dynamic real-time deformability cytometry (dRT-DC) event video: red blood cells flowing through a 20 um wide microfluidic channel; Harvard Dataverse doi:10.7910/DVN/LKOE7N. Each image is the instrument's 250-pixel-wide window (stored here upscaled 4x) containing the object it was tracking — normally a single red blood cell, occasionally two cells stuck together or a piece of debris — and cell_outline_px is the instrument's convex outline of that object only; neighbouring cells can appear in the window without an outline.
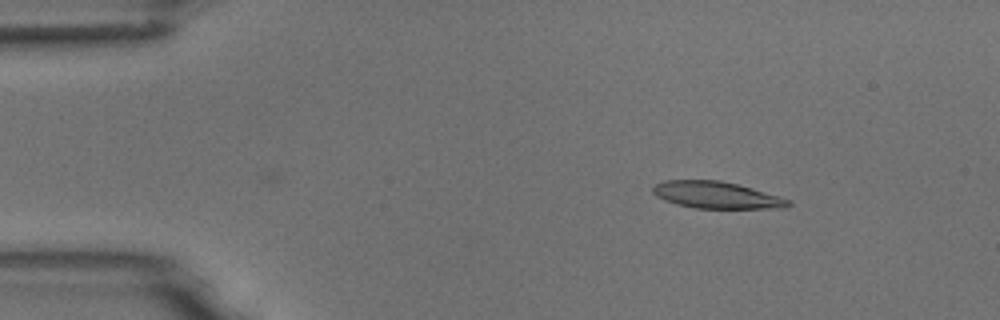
{"species": "common noctule bat (a hibernating species)", "species_latin": "Nyctalus noctula", "temperature_condition": "room temperature", "stored_images_in_passage": 38, "camera_frame_rate_fps": 3000, "um_per_image_px": 0.085, "animal": {"sex": "male", "body_mass_g": 18.8}, "frame": {"image": 1, "passage_image": 1, "time_ms": 0.0, "image_size_px": [1000, 320], "cell_outline_px": [[792, 204], [784, 208], [696, 208], [676, 204], [664, 200], [656, 196], [652, 192], [652, 188], [656, 184], [664, 180], [720, 180], [752, 188], [780, 196], [792, 200]], "centroid_in_image_um": [60.91, 16.58], "position_along_channel_um": 24.1, "area_um2": 21.21}}
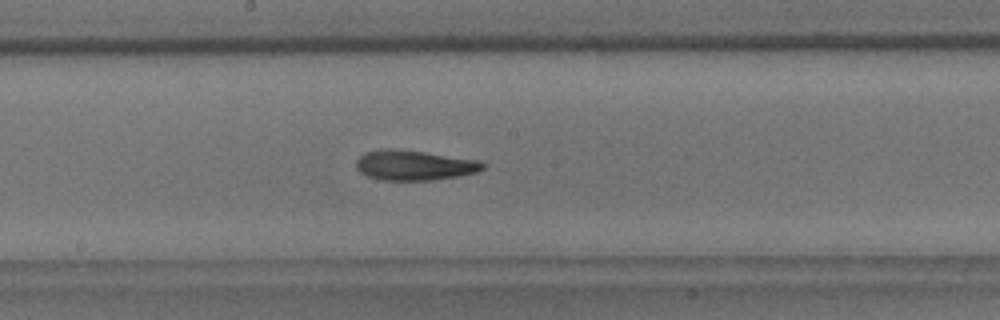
{"frame": {"image": 2, "passage_image": 22, "time_ms": 7.0, "image_size_px": [1000, 320], "cell_outline_px": [[488, 164], [484, 168], [476, 172], [456, 176], [432, 180], [384, 180], [368, 176], [360, 172], [356, 168], [356, 160], [364, 152], [388, 148], [424, 152], [480, 160]], "centroid_in_image_um": [35.22, 14.04], "position_along_channel_um": 213.0, "area_um2": 22.08}}
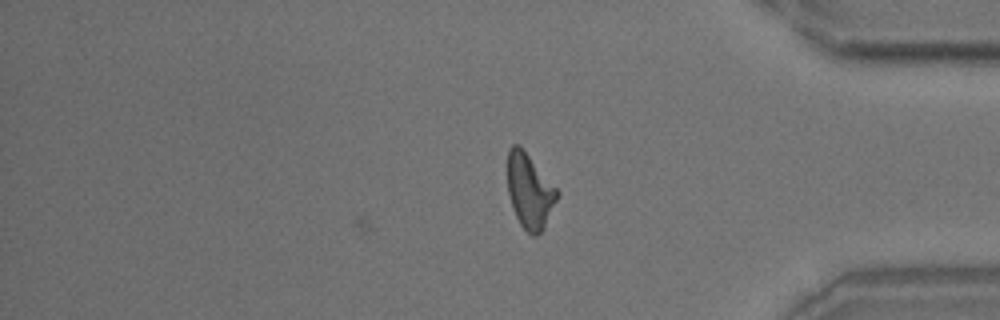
{"frame": {"image": 3, "passage_image": 38, "time_ms": 12.333, "image_size_px": [1000, 320], "cell_outline_px": [[560, 192], [544, 228], [536, 236], [532, 236], [520, 224], [516, 216], [508, 192], [508, 148], [512, 144], [520, 144]], "centroid_in_image_um": [45.02, 16.21], "position_along_channel_um": 390.2, "area_um2": 21.5}, "authors_computed_cell_mechanics": {"area_um2": 21.7617, "velocity_mm_per_s": 3.7114, "shape_relaxation_time_tau1_ms": 6.6949, "shape_relaxation_time_tau2_ms": 5.3718, "deformation_change_tau1": 0.1949, "deformation_change_tau2": 0.1576}}